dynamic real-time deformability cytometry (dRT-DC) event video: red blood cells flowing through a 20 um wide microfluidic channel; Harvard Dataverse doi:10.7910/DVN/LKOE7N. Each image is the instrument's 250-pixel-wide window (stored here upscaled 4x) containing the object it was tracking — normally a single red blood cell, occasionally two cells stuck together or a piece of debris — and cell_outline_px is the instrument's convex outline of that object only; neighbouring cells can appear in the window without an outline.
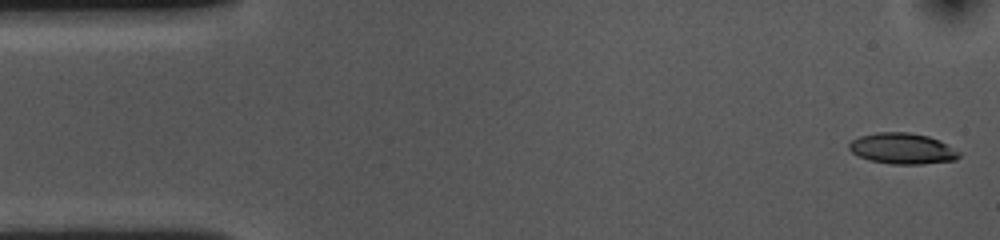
{"species": "common noctule bat (a hibernating species)", "species_latin": "Nyctalus noctula", "temperature_condition": "cold", "stored_images_in_passage": 54, "camera_frame_rate_fps": 3000, "um_per_image_px": 0.085, "animal": {"sex": "female", "body_mass_g": 10.0, "forearm_length_mm": 53.1}, "frame": {"image": 1, "passage_image": 1, "time_ms": 0.0, "image_size_px": [1000, 240], "cell_outline_px": [[960, 156], [956, 160], [924, 164], [892, 164], [872, 160], [860, 156], [852, 152], [848, 148], [848, 144], [852, 140], [860, 136], [876, 132], [908, 132], [928, 136], [940, 140], [960, 152]], "centroid_in_image_um": [76.72, 12.62], "position_along_channel_um": 8.3, "area_um2": 19.77}}
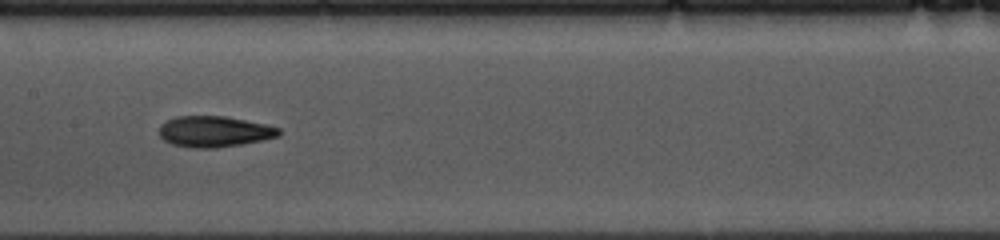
{"frame": {"image": 2, "passage_image": 25, "time_ms": 8.0, "image_size_px": [1000, 240], "cell_outline_px": [[280, 136], [240, 144], [216, 148], [192, 148], [172, 144], [164, 140], [160, 136], [160, 124], [176, 116], [224, 116], [264, 124], [280, 128]], "centroid_in_image_um": [18.19, 11.18], "position_along_channel_um": 189.2, "area_um2": 21.39}}
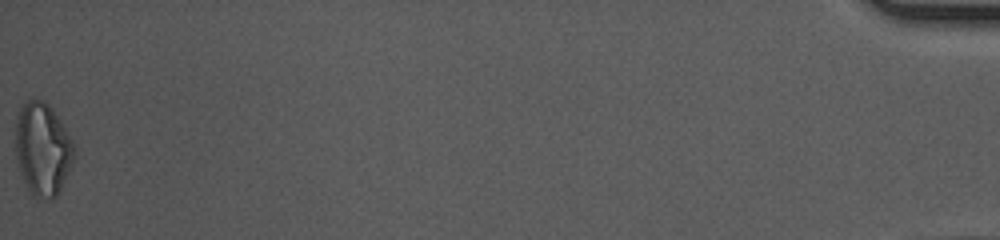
{"frame": {"image": 3, "passage_image": 54, "time_ms": 17.667, "image_size_px": [1000, 240], "cell_outline_px": [[76, 156], [60, 192], [52, 200], [32, 196], [20, 172], [16, 156], [16, 120], [20, 108], [32, 96], [44, 100], [52, 108], [60, 120], [72, 140], [76, 152]], "centroid_in_image_um": [3.65, 12.66], "position_along_channel_um": 431.6, "area_um2": 32.02}, "authors_computed_cell_mechanics": {"area_um2": 20.9525, "velocity_mm_per_s": 3.6169, "shape_relaxation_time_tau1_ms": 7.7207, "shape_relaxation_time_tau2_ms": 4.542, "deformation_change_tau1": 0.1858, "deformation_change_tau2": 0.1421}}